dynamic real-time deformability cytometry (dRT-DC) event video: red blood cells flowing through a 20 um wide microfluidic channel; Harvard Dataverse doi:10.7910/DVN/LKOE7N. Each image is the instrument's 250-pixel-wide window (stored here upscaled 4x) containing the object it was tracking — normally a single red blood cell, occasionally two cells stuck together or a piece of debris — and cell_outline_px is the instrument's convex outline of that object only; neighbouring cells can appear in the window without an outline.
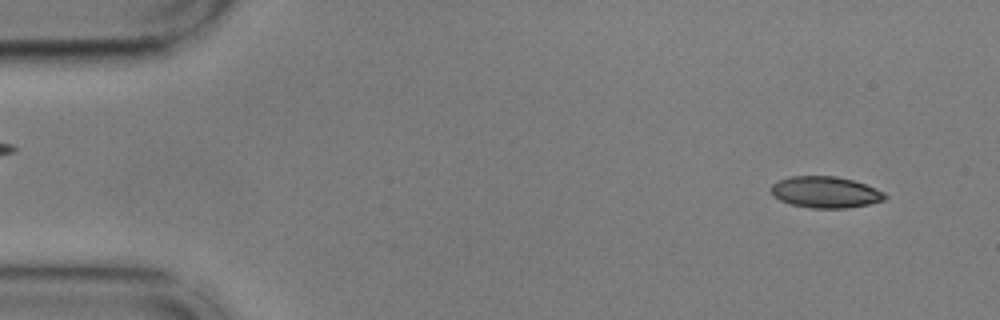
{"species": "common noctule bat (a hibernating species)", "species_latin": "Nyctalus noctula", "temperature_condition": "cold", "stored_images_in_passage": 54, "camera_frame_rate_fps": 3000, "um_per_image_px": 0.085, "animal": {"sex": "male", "body_mass_g": 17.9, "forearm_length_mm": 54.2}, "frame": {"image": 1, "passage_image": 3, "time_ms": 0.667, "image_size_px": [1000, 320], "cell_outline_px": [[888, 196], [884, 200], [868, 204], [848, 208], [812, 208], [792, 204], [780, 200], [772, 196], [772, 184], [780, 180], [792, 176], [836, 176], [852, 180], [876, 188], [884, 192]], "centroid_in_image_um": [70.18, 16.34], "position_along_channel_um": 14.8, "area_um2": 20.69}}
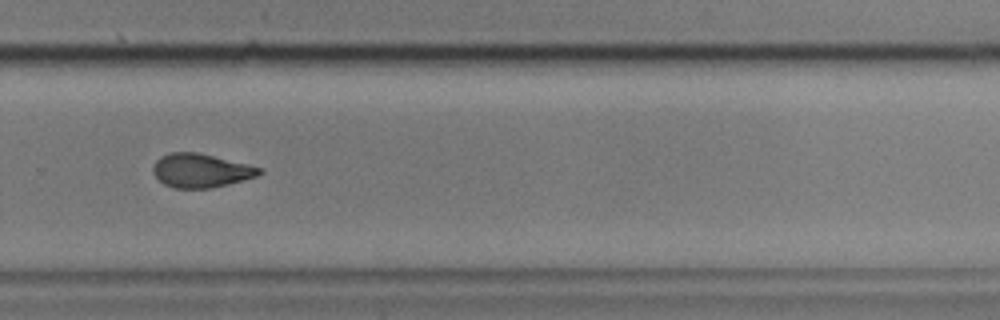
{"frame": {"image": 2, "passage_image": 36, "time_ms": 11.667, "image_size_px": [1000, 320], "cell_outline_px": [[264, 172], [256, 176], [228, 184], [212, 188], [176, 188], [164, 184], [152, 172], [152, 168], [156, 160], [160, 156], [168, 152], [196, 152], [264, 168]], "centroid_in_image_um": [17.06, 14.49], "position_along_channel_um": 312.7, "area_um2": 20.87}}
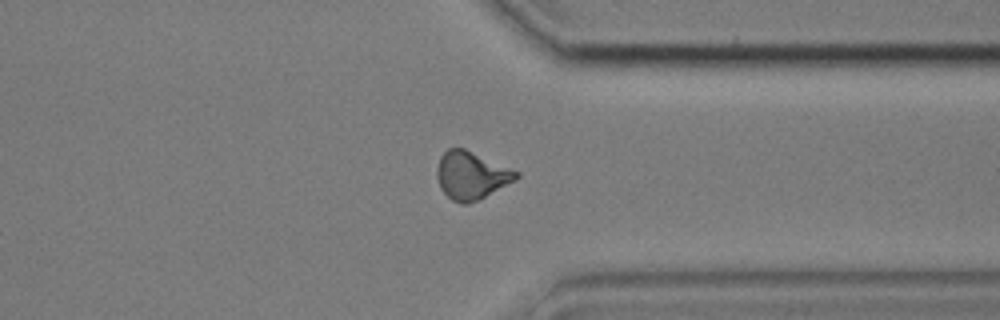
{"frame": {"image": 3, "passage_image": 41, "time_ms": 13.333, "image_size_px": [1000, 320], "cell_outline_px": [[520, 176], [516, 180], [480, 200], [468, 204], [460, 204], [452, 200], [440, 188], [436, 176], [436, 168], [440, 156], [448, 148], [464, 148], [520, 172]], "centroid_in_image_um": [40.06, 14.92], "position_along_channel_um": 371.3, "area_um2": 22.31}, "authors_computed_cell_mechanics": {"area_um2": 21.5305, "velocity_mm_per_s": 3.617, "shape_relaxation_time_tau1_ms": 5.7128, "shape_relaxation_time_tau2_ms": 2.3729, "deformation_change_tau1": 0.1645, "deformation_change_tau2": 0.0805}}